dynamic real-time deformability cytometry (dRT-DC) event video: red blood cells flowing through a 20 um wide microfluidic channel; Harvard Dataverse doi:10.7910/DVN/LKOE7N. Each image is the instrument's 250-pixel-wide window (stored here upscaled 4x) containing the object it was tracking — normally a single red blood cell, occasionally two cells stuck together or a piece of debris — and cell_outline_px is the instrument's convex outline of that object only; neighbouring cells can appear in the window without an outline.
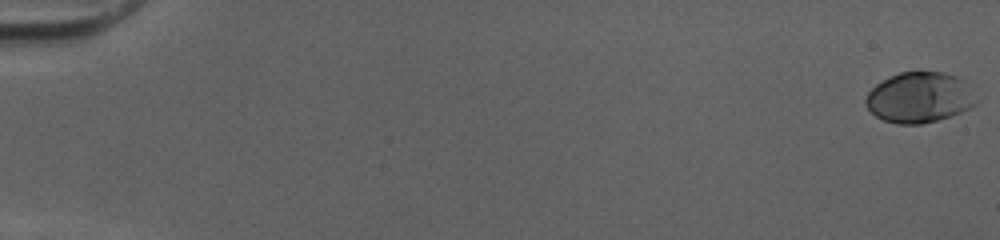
{"species": "human", "species_latin": "Homo sapiens", "temperature_condition": "cold", "stored_images_in_passage": 52, "camera_frame_rate_fps": 3000, "um_per_image_px": 0.085, "donor": {"sex": "female"}, "frame": {"image": 1, "passage_image": 1, "time_ms": 0.0, "image_size_px": [1000, 240], "cell_outline_px": [[984, 96], [976, 104], [960, 112], [936, 120], [920, 124], [896, 124], [884, 120], [876, 116], [864, 104], [864, 100], [868, 92], [876, 84], [900, 72], [944, 72], [956, 76], [964, 80]], "centroid_in_image_um": [78.24, 8.27], "position_along_channel_um": 6.8, "area_um2": 33.0}}
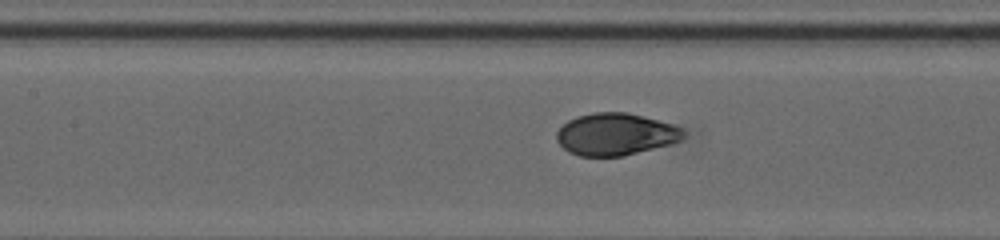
{"frame": {"image": 2, "passage_image": 26, "time_ms": 8.333, "image_size_px": [1000, 240], "cell_outline_px": [[684, 136], [680, 140], [668, 144], [624, 156], [580, 156], [568, 152], [556, 140], [556, 132], [568, 120], [576, 116], [592, 112], [628, 112], [672, 124], [680, 128], [684, 132]], "centroid_in_image_um": [52.28, 11.4], "position_along_channel_um": 155.1, "area_um2": 30.98}}
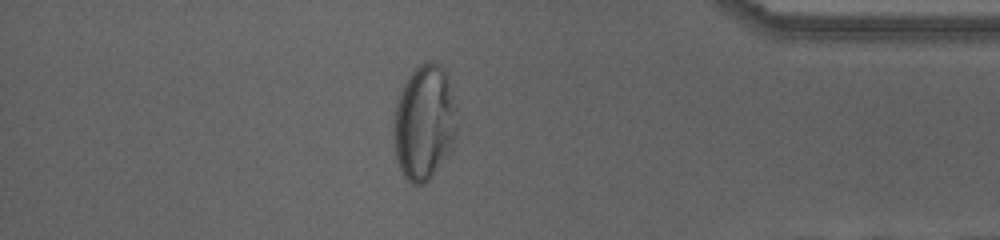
{"frame": {"image": 3, "passage_image": 46, "time_ms": 15.0, "image_size_px": [1000, 240], "cell_outline_px": [[456, 132], [452, 148], [432, 176], [424, 184], [412, 184], [404, 176], [400, 168], [396, 156], [396, 100], [408, 76], [424, 60], [432, 60], [440, 64], [448, 76], [456, 108]], "centroid_in_image_um": [36.1, 10.37], "position_along_channel_um": 399.1, "area_um2": 41.96}, "authors_computed_cell_mechanics": {"area_um2": 32.1946, "velocity_mm_per_s": 4.0404, "shape_relaxation_time_tau1_ms": 3.1612, "shape_relaxation_time_tau2_ms": null, "deformation_change_tau1": 0.1417, "deformation_change_tau2": null}}